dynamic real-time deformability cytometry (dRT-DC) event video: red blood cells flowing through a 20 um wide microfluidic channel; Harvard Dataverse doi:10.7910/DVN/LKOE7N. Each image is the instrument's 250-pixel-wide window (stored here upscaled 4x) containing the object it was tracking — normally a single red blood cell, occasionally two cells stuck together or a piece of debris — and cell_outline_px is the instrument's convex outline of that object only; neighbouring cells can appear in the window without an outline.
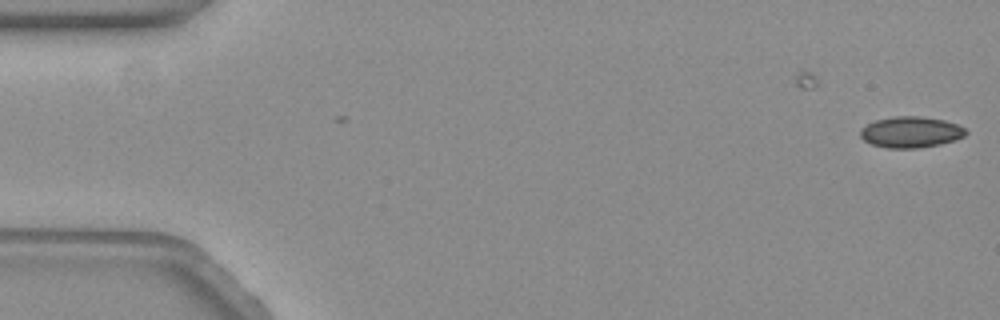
{"species": "common noctule bat (a hibernating species)", "species_latin": "Nyctalus noctula", "temperature_condition": "warm", "stored_images_in_passage": 2, "camera_frame_rate_fps": 3000, "um_per_image_px": 0.085, "animal": {"sex": "female", "body_mass_g": 19.3, "forearm_length_mm": 54.1}, "frame": {"image": 1, "passage_image": 2, "time_ms": 0.333, "image_size_px": [1000, 320], "cell_outline_px": [[968, 132], [964, 136], [940, 144], [916, 148], [888, 148], [872, 144], [864, 140], [860, 136], [860, 128], [876, 120], [892, 116], [920, 116], [944, 120], [960, 124]], "centroid_in_image_um": [77.42, 11.22], "position_along_channel_um": 7.6, "area_um2": 19.07}}